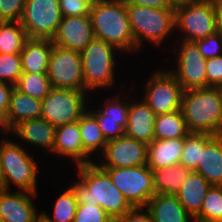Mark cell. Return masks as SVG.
I'll list each match as a JSON object with an SVG mask.
<instances>
[{"instance_id": "obj_1", "label": "cell", "mask_w": 222, "mask_h": 222, "mask_svg": "<svg viewBox=\"0 0 222 222\" xmlns=\"http://www.w3.org/2000/svg\"><path fill=\"white\" fill-rule=\"evenodd\" d=\"M76 168L79 179L70 187L76 195L78 205H99L113 220L133 208L113 184L109 174L96 162Z\"/></svg>"}, {"instance_id": "obj_2", "label": "cell", "mask_w": 222, "mask_h": 222, "mask_svg": "<svg viewBox=\"0 0 222 222\" xmlns=\"http://www.w3.org/2000/svg\"><path fill=\"white\" fill-rule=\"evenodd\" d=\"M94 37L113 45L118 51H136L125 0H94L89 14Z\"/></svg>"}, {"instance_id": "obj_3", "label": "cell", "mask_w": 222, "mask_h": 222, "mask_svg": "<svg viewBox=\"0 0 222 222\" xmlns=\"http://www.w3.org/2000/svg\"><path fill=\"white\" fill-rule=\"evenodd\" d=\"M181 111L190 133L222 135V88L185 90Z\"/></svg>"}, {"instance_id": "obj_4", "label": "cell", "mask_w": 222, "mask_h": 222, "mask_svg": "<svg viewBox=\"0 0 222 222\" xmlns=\"http://www.w3.org/2000/svg\"><path fill=\"white\" fill-rule=\"evenodd\" d=\"M27 152L19 142L1 139L2 189L10 190V184H13L19 191L38 194V163Z\"/></svg>"}, {"instance_id": "obj_5", "label": "cell", "mask_w": 222, "mask_h": 222, "mask_svg": "<svg viewBox=\"0 0 222 222\" xmlns=\"http://www.w3.org/2000/svg\"><path fill=\"white\" fill-rule=\"evenodd\" d=\"M130 28L135 38L136 52L144 39L160 46L174 32V8H151L126 4Z\"/></svg>"}, {"instance_id": "obj_6", "label": "cell", "mask_w": 222, "mask_h": 222, "mask_svg": "<svg viewBox=\"0 0 222 222\" xmlns=\"http://www.w3.org/2000/svg\"><path fill=\"white\" fill-rule=\"evenodd\" d=\"M113 45L95 38L80 52L85 91L114 87L116 51Z\"/></svg>"}, {"instance_id": "obj_7", "label": "cell", "mask_w": 222, "mask_h": 222, "mask_svg": "<svg viewBox=\"0 0 222 222\" xmlns=\"http://www.w3.org/2000/svg\"><path fill=\"white\" fill-rule=\"evenodd\" d=\"M175 31L185 33L181 40L196 42L216 32L214 0H194L177 5Z\"/></svg>"}, {"instance_id": "obj_8", "label": "cell", "mask_w": 222, "mask_h": 222, "mask_svg": "<svg viewBox=\"0 0 222 222\" xmlns=\"http://www.w3.org/2000/svg\"><path fill=\"white\" fill-rule=\"evenodd\" d=\"M86 91L52 88L41 100V118L55 127L74 123L86 111Z\"/></svg>"}, {"instance_id": "obj_9", "label": "cell", "mask_w": 222, "mask_h": 222, "mask_svg": "<svg viewBox=\"0 0 222 222\" xmlns=\"http://www.w3.org/2000/svg\"><path fill=\"white\" fill-rule=\"evenodd\" d=\"M101 169L109 174L113 184L133 208L145 207L155 195L153 174L148 165Z\"/></svg>"}, {"instance_id": "obj_10", "label": "cell", "mask_w": 222, "mask_h": 222, "mask_svg": "<svg viewBox=\"0 0 222 222\" xmlns=\"http://www.w3.org/2000/svg\"><path fill=\"white\" fill-rule=\"evenodd\" d=\"M61 19L58 0H26L19 22L28 38L52 40Z\"/></svg>"}, {"instance_id": "obj_11", "label": "cell", "mask_w": 222, "mask_h": 222, "mask_svg": "<svg viewBox=\"0 0 222 222\" xmlns=\"http://www.w3.org/2000/svg\"><path fill=\"white\" fill-rule=\"evenodd\" d=\"M145 84L143 100L156 115L181 110L184 90L170 70H157Z\"/></svg>"}, {"instance_id": "obj_12", "label": "cell", "mask_w": 222, "mask_h": 222, "mask_svg": "<svg viewBox=\"0 0 222 222\" xmlns=\"http://www.w3.org/2000/svg\"><path fill=\"white\" fill-rule=\"evenodd\" d=\"M47 76L52 88L85 91L80 52L53 44Z\"/></svg>"}, {"instance_id": "obj_13", "label": "cell", "mask_w": 222, "mask_h": 222, "mask_svg": "<svg viewBox=\"0 0 222 222\" xmlns=\"http://www.w3.org/2000/svg\"><path fill=\"white\" fill-rule=\"evenodd\" d=\"M179 47L174 51L177 69H171L170 72L184 91L207 87V59L203 57L197 44L182 40Z\"/></svg>"}, {"instance_id": "obj_14", "label": "cell", "mask_w": 222, "mask_h": 222, "mask_svg": "<svg viewBox=\"0 0 222 222\" xmlns=\"http://www.w3.org/2000/svg\"><path fill=\"white\" fill-rule=\"evenodd\" d=\"M147 144L122 136L109 140L101 155L103 160L96 163L100 168H122L147 165Z\"/></svg>"}, {"instance_id": "obj_15", "label": "cell", "mask_w": 222, "mask_h": 222, "mask_svg": "<svg viewBox=\"0 0 222 222\" xmlns=\"http://www.w3.org/2000/svg\"><path fill=\"white\" fill-rule=\"evenodd\" d=\"M94 39L89 15L62 17L53 44L81 52Z\"/></svg>"}, {"instance_id": "obj_16", "label": "cell", "mask_w": 222, "mask_h": 222, "mask_svg": "<svg viewBox=\"0 0 222 222\" xmlns=\"http://www.w3.org/2000/svg\"><path fill=\"white\" fill-rule=\"evenodd\" d=\"M36 196L37 194L27 191L10 192L0 189V221L34 222L40 215L32 200Z\"/></svg>"}, {"instance_id": "obj_17", "label": "cell", "mask_w": 222, "mask_h": 222, "mask_svg": "<svg viewBox=\"0 0 222 222\" xmlns=\"http://www.w3.org/2000/svg\"><path fill=\"white\" fill-rule=\"evenodd\" d=\"M120 98L123 97L110 96L105 100V108L101 107L97 111H92L96 115L99 127L107 141L125 134L130 103H128L129 100L126 103L124 99Z\"/></svg>"}, {"instance_id": "obj_18", "label": "cell", "mask_w": 222, "mask_h": 222, "mask_svg": "<svg viewBox=\"0 0 222 222\" xmlns=\"http://www.w3.org/2000/svg\"><path fill=\"white\" fill-rule=\"evenodd\" d=\"M130 103L124 135L148 145L154 140V124L157 115L143 99L136 103L130 100Z\"/></svg>"}, {"instance_id": "obj_19", "label": "cell", "mask_w": 222, "mask_h": 222, "mask_svg": "<svg viewBox=\"0 0 222 222\" xmlns=\"http://www.w3.org/2000/svg\"><path fill=\"white\" fill-rule=\"evenodd\" d=\"M42 114L41 100L23 94L13 87L10 94L9 109L4 121L1 123L5 135L20 122L40 118Z\"/></svg>"}, {"instance_id": "obj_20", "label": "cell", "mask_w": 222, "mask_h": 222, "mask_svg": "<svg viewBox=\"0 0 222 222\" xmlns=\"http://www.w3.org/2000/svg\"><path fill=\"white\" fill-rule=\"evenodd\" d=\"M56 127L46 120L34 118L18 123L10 133L17 135L24 142L41 146L52 152L54 148Z\"/></svg>"}, {"instance_id": "obj_21", "label": "cell", "mask_w": 222, "mask_h": 222, "mask_svg": "<svg viewBox=\"0 0 222 222\" xmlns=\"http://www.w3.org/2000/svg\"><path fill=\"white\" fill-rule=\"evenodd\" d=\"M53 153L72 159L76 166L84 165V147L79 130V120L56 127Z\"/></svg>"}, {"instance_id": "obj_22", "label": "cell", "mask_w": 222, "mask_h": 222, "mask_svg": "<svg viewBox=\"0 0 222 222\" xmlns=\"http://www.w3.org/2000/svg\"><path fill=\"white\" fill-rule=\"evenodd\" d=\"M145 208L149 211L152 222H194V218L178 201L176 195L155 194Z\"/></svg>"}, {"instance_id": "obj_23", "label": "cell", "mask_w": 222, "mask_h": 222, "mask_svg": "<svg viewBox=\"0 0 222 222\" xmlns=\"http://www.w3.org/2000/svg\"><path fill=\"white\" fill-rule=\"evenodd\" d=\"M184 138L154 139L147 146V165L151 170L180 164Z\"/></svg>"}, {"instance_id": "obj_24", "label": "cell", "mask_w": 222, "mask_h": 222, "mask_svg": "<svg viewBox=\"0 0 222 222\" xmlns=\"http://www.w3.org/2000/svg\"><path fill=\"white\" fill-rule=\"evenodd\" d=\"M195 172L211 185L222 186V135H214L205 144Z\"/></svg>"}, {"instance_id": "obj_25", "label": "cell", "mask_w": 222, "mask_h": 222, "mask_svg": "<svg viewBox=\"0 0 222 222\" xmlns=\"http://www.w3.org/2000/svg\"><path fill=\"white\" fill-rule=\"evenodd\" d=\"M53 42L50 39H30L24 43L20 53L22 71L47 74Z\"/></svg>"}, {"instance_id": "obj_26", "label": "cell", "mask_w": 222, "mask_h": 222, "mask_svg": "<svg viewBox=\"0 0 222 222\" xmlns=\"http://www.w3.org/2000/svg\"><path fill=\"white\" fill-rule=\"evenodd\" d=\"M211 184L199 173L191 171L183 187L175 194L178 201L194 218L203 205Z\"/></svg>"}, {"instance_id": "obj_27", "label": "cell", "mask_w": 222, "mask_h": 222, "mask_svg": "<svg viewBox=\"0 0 222 222\" xmlns=\"http://www.w3.org/2000/svg\"><path fill=\"white\" fill-rule=\"evenodd\" d=\"M79 130L84 147V165L94 163L89 156L97 151H100V154L103 153L108 141L92 111L86 110L79 118Z\"/></svg>"}, {"instance_id": "obj_28", "label": "cell", "mask_w": 222, "mask_h": 222, "mask_svg": "<svg viewBox=\"0 0 222 222\" xmlns=\"http://www.w3.org/2000/svg\"><path fill=\"white\" fill-rule=\"evenodd\" d=\"M191 173L182 164L152 170L155 194L175 195Z\"/></svg>"}, {"instance_id": "obj_29", "label": "cell", "mask_w": 222, "mask_h": 222, "mask_svg": "<svg viewBox=\"0 0 222 222\" xmlns=\"http://www.w3.org/2000/svg\"><path fill=\"white\" fill-rule=\"evenodd\" d=\"M189 133L181 110L156 116L154 139L185 138Z\"/></svg>"}, {"instance_id": "obj_30", "label": "cell", "mask_w": 222, "mask_h": 222, "mask_svg": "<svg viewBox=\"0 0 222 222\" xmlns=\"http://www.w3.org/2000/svg\"><path fill=\"white\" fill-rule=\"evenodd\" d=\"M28 39L20 22L0 21V53L20 54Z\"/></svg>"}, {"instance_id": "obj_31", "label": "cell", "mask_w": 222, "mask_h": 222, "mask_svg": "<svg viewBox=\"0 0 222 222\" xmlns=\"http://www.w3.org/2000/svg\"><path fill=\"white\" fill-rule=\"evenodd\" d=\"M17 90L34 99L43 100L52 89L47 74L23 72L14 86Z\"/></svg>"}, {"instance_id": "obj_32", "label": "cell", "mask_w": 222, "mask_h": 222, "mask_svg": "<svg viewBox=\"0 0 222 222\" xmlns=\"http://www.w3.org/2000/svg\"><path fill=\"white\" fill-rule=\"evenodd\" d=\"M213 136L214 135L207 133H189L184 138V148L180 164L191 171H195L197 169L203 147Z\"/></svg>"}, {"instance_id": "obj_33", "label": "cell", "mask_w": 222, "mask_h": 222, "mask_svg": "<svg viewBox=\"0 0 222 222\" xmlns=\"http://www.w3.org/2000/svg\"><path fill=\"white\" fill-rule=\"evenodd\" d=\"M222 219V186L211 185L194 222H219Z\"/></svg>"}, {"instance_id": "obj_34", "label": "cell", "mask_w": 222, "mask_h": 222, "mask_svg": "<svg viewBox=\"0 0 222 222\" xmlns=\"http://www.w3.org/2000/svg\"><path fill=\"white\" fill-rule=\"evenodd\" d=\"M78 202L76 195L71 187H68L55 201L54 210L52 216L46 212L41 213L50 222H73L77 211ZM52 217V218H51Z\"/></svg>"}, {"instance_id": "obj_35", "label": "cell", "mask_w": 222, "mask_h": 222, "mask_svg": "<svg viewBox=\"0 0 222 222\" xmlns=\"http://www.w3.org/2000/svg\"><path fill=\"white\" fill-rule=\"evenodd\" d=\"M22 73L20 54L0 53V81L15 86Z\"/></svg>"}, {"instance_id": "obj_36", "label": "cell", "mask_w": 222, "mask_h": 222, "mask_svg": "<svg viewBox=\"0 0 222 222\" xmlns=\"http://www.w3.org/2000/svg\"><path fill=\"white\" fill-rule=\"evenodd\" d=\"M73 222H114L99 205H78Z\"/></svg>"}, {"instance_id": "obj_37", "label": "cell", "mask_w": 222, "mask_h": 222, "mask_svg": "<svg viewBox=\"0 0 222 222\" xmlns=\"http://www.w3.org/2000/svg\"><path fill=\"white\" fill-rule=\"evenodd\" d=\"M94 0H58L62 17L89 15Z\"/></svg>"}, {"instance_id": "obj_38", "label": "cell", "mask_w": 222, "mask_h": 222, "mask_svg": "<svg viewBox=\"0 0 222 222\" xmlns=\"http://www.w3.org/2000/svg\"><path fill=\"white\" fill-rule=\"evenodd\" d=\"M195 43L205 59L222 55V35L217 32Z\"/></svg>"}, {"instance_id": "obj_39", "label": "cell", "mask_w": 222, "mask_h": 222, "mask_svg": "<svg viewBox=\"0 0 222 222\" xmlns=\"http://www.w3.org/2000/svg\"><path fill=\"white\" fill-rule=\"evenodd\" d=\"M26 0H0V21L19 22Z\"/></svg>"}, {"instance_id": "obj_40", "label": "cell", "mask_w": 222, "mask_h": 222, "mask_svg": "<svg viewBox=\"0 0 222 222\" xmlns=\"http://www.w3.org/2000/svg\"><path fill=\"white\" fill-rule=\"evenodd\" d=\"M207 87L222 88V55L206 60Z\"/></svg>"}, {"instance_id": "obj_41", "label": "cell", "mask_w": 222, "mask_h": 222, "mask_svg": "<svg viewBox=\"0 0 222 222\" xmlns=\"http://www.w3.org/2000/svg\"><path fill=\"white\" fill-rule=\"evenodd\" d=\"M114 222H152V218L145 207H134Z\"/></svg>"}, {"instance_id": "obj_42", "label": "cell", "mask_w": 222, "mask_h": 222, "mask_svg": "<svg viewBox=\"0 0 222 222\" xmlns=\"http://www.w3.org/2000/svg\"><path fill=\"white\" fill-rule=\"evenodd\" d=\"M13 85L0 81V123L4 121L9 109L10 94Z\"/></svg>"}, {"instance_id": "obj_43", "label": "cell", "mask_w": 222, "mask_h": 222, "mask_svg": "<svg viewBox=\"0 0 222 222\" xmlns=\"http://www.w3.org/2000/svg\"><path fill=\"white\" fill-rule=\"evenodd\" d=\"M125 3L151 8H175L177 6L172 0H125Z\"/></svg>"}, {"instance_id": "obj_44", "label": "cell", "mask_w": 222, "mask_h": 222, "mask_svg": "<svg viewBox=\"0 0 222 222\" xmlns=\"http://www.w3.org/2000/svg\"><path fill=\"white\" fill-rule=\"evenodd\" d=\"M216 32L222 35V1L214 0Z\"/></svg>"}, {"instance_id": "obj_45", "label": "cell", "mask_w": 222, "mask_h": 222, "mask_svg": "<svg viewBox=\"0 0 222 222\" xmlns=\"http://www.w3.org/2000/svg\"><path fill=\"white\" fill-rule=\"evenodd\" d=\"M34 222H50L42 213L36 218Z\"/></svg>"}, {"instance_id": "obj_46", "label": "cell", "mask_w": 222, "mask_h": 222, "mask_svg": "<svg viewBox=\"0 0 222 222\" xmlns=\"http://www.w3.org/2000/svg\"><path fill=\"white\" fill-rule=\"evenodd\" d=\"M176 5H181V4H185L187 2L190 1H194V0H172Z\"/></svg>"}, {"instance_id": "obj_47", "label": "cell", "mask_w": 222, "mask_h": 222, "mask_svg": "<svg viewBox=\"0 0 222 222\" xmlns=\"http://www.w3.org/2000/svg\"><path fill=\"white\" fill-rule=\"evenodd\" d=\"M0 189H2V166H1V159H0Z\"/></svg>"}]
</instances>
